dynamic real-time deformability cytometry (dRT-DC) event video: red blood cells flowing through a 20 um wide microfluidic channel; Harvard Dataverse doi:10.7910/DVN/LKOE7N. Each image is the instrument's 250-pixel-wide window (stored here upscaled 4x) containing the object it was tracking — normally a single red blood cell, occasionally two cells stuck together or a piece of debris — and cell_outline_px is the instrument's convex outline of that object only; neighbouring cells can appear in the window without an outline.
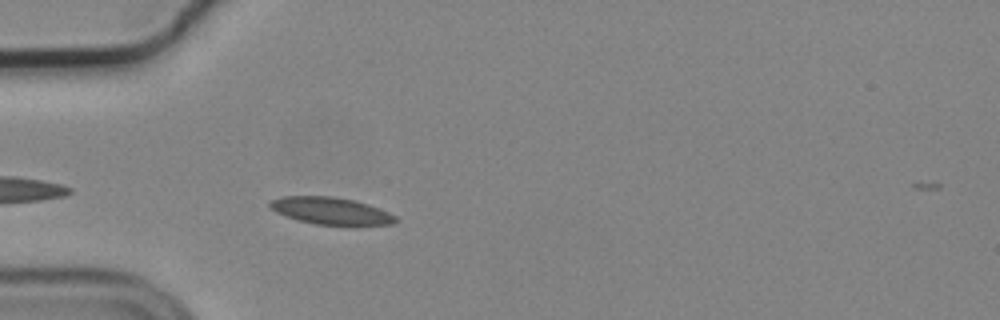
{"species": "common noctule bat (a hibernating species)", "species_latin": "Nyctalus noctula", "temperature_condition": "cold", "stored_images_in_passage": 8, "camera_frame_rate_fps": 3000, "um_per_image_px": 0.085, "animal": {"sex": "male", "body_mass_g": 19.2, "forearm_length_mm": 51.8}, "frame": {"image": 1, "passage_image": 3, "time_ms": 0.667, "image_size_px": [1000, 320], "cell_outline_px": [[400, 220], [392, 224], [360, 228], [352, 228], [316, 224], [296, 220], [284, 216], [268, 208], [268, 204], [272, 200], [280, 196], [332, 196], [352, 200], [368, 204], [388, 212], [396, 216]], "centroid_in_image_um": [28.18, 17.98], "position_along_channel_um": 56.8, "area_um2": 20.92}}
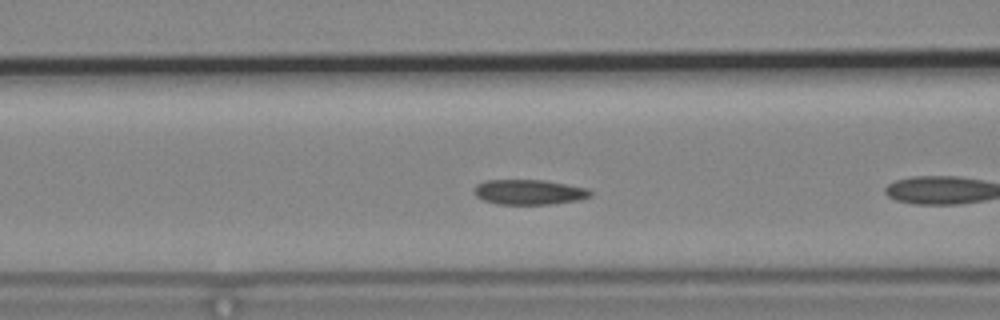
{"frame": {"image": 2, "passage_image": 6, "time_ms": 1.667, "image_size_px": [1000, 320], "cell_outline_px": [[592, 196], [580, 200], [552, 204], [496, 204], [484, 200], [476, 196], [472, 192], [476, 184], [484, 180], [544, 180], [588, 188], [592, 192]], "centroid_in_image_um": [44.97, 16.32], "position_along_channel_um": 121.6, "area_um2": 17.17}}